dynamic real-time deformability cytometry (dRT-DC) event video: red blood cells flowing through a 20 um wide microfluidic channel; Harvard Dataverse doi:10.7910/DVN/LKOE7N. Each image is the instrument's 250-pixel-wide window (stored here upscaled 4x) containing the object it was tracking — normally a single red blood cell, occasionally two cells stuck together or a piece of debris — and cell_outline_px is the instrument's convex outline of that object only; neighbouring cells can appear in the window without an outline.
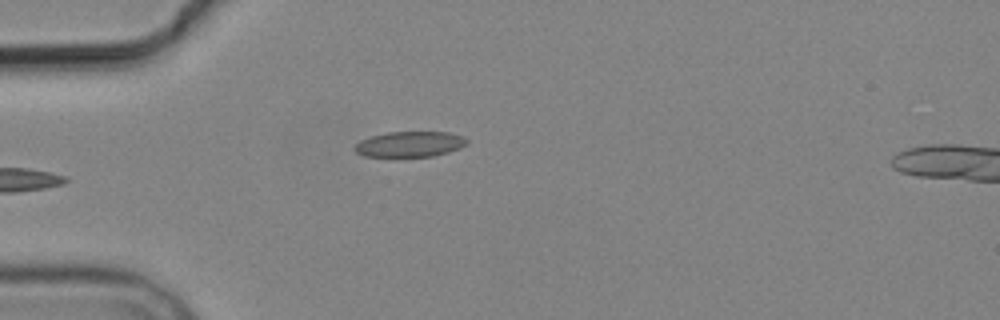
{"species": "common noctule bat (a hibernating species)", "species_latin": "Nyctalus noctula", "temperature_condition": "cold", "stored_images_in_passage": 6, "camera_frame_rate_fps": 3000, "um_per_image_px": 0.085, "animal": {"sex": "male", "body_mass_g": 19.2, "forearm_length_mm": 51.8}, "frame": {"image": 1, "passage_image": 5, "time_ms": 4.667, "image_size_px": [1000, 320], "cell_outline_px": [[468, 144], [460, 148], [448, 152], [432, 156], [396, 160], [364, 156], [356, 152], [352, 148], [360, 140], [372, 136], [388, 132], [448, 132], [464, 136], [468, 140]], "centroid_in_image_um": [34.8, 12.31], "position_along_channel_um": 50.2, "area_um2": 17.63}}